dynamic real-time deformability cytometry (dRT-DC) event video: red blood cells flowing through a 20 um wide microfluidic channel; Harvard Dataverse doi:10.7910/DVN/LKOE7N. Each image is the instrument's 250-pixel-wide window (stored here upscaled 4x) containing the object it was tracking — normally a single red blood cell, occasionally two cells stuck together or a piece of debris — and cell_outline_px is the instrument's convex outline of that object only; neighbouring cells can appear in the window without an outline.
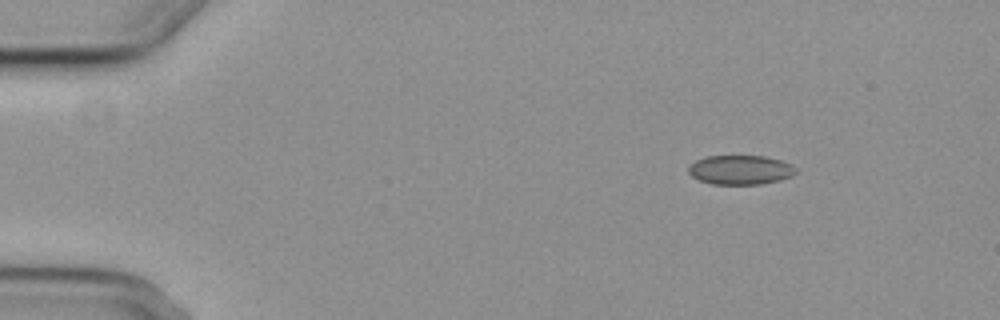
{"species": "common noctule bat (a hibernating species)", "species_latin": "Nyctalus noctula", "temperature_condition": "cold", "stored_images_in_passage": 7, "camera_frame_rate_fps": 3000, "um_per_image_px": 0.085, "animal": {"sex": "female", "body_mass_g": 29.2, "forearm_length_mm": 56.3}, "frame": {"image": 1, "passage_image": 2, "time_ms": 1.0, "image_size_px": [1000, 320], "cell_outline_px": [[796, 172], [792, 176], [780, 180], [760, 184], [712, 184], [700, 180], [692, 176], [688, 172], [688, 168], [696, 160], [708, 156], [764, 156], [780, 160], [796, 168]], "centroid_in_image_um": [62.93, 14.44], "position_along_channel_um": 22.1, "area_um2": 18.15}}
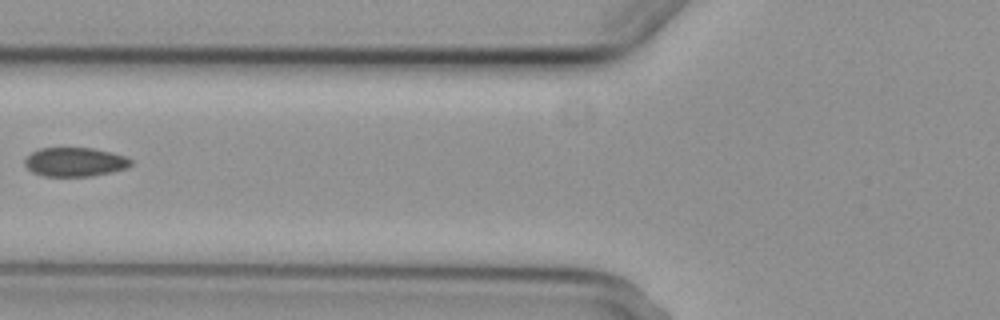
{"frame": {"image": 2, "passage_image": 6, "time_ms": 6.0, "image_size_px": [1000, 320], "cell_outline_px": [[132, 164], [124, 168], [112, 172], [92, 176], [44, 176], [32, 172], [24, 164], [24, 160], [32, 152], [40, 148], [92, 148], [124, 156], [132, 160]], "centroid_in_image_um": [6.34, 13.77], "position_along_channel_um": 119.5, "area_um2": 17.74}}
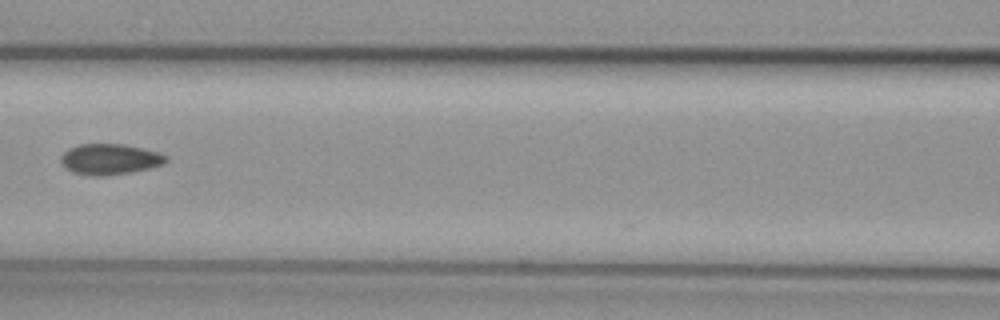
{"frame": {"image": 3, "passage_image": 7, "time_ms": 7.0, "image_size_px": [1000, 320], "cell_outline_px": [[168, 160], [164, 164], [132, 172], [104, 176], [88, 176], [72, 172], [64, 168], [60, 160], [60, 156], [68, 148], [80, 144], [124, 144], [160, 152], [168, 156]], "centroid_in_image_um": [9.32, 13.54], "position_along_channel_um": 157.3, "area_um2": 19.13}}